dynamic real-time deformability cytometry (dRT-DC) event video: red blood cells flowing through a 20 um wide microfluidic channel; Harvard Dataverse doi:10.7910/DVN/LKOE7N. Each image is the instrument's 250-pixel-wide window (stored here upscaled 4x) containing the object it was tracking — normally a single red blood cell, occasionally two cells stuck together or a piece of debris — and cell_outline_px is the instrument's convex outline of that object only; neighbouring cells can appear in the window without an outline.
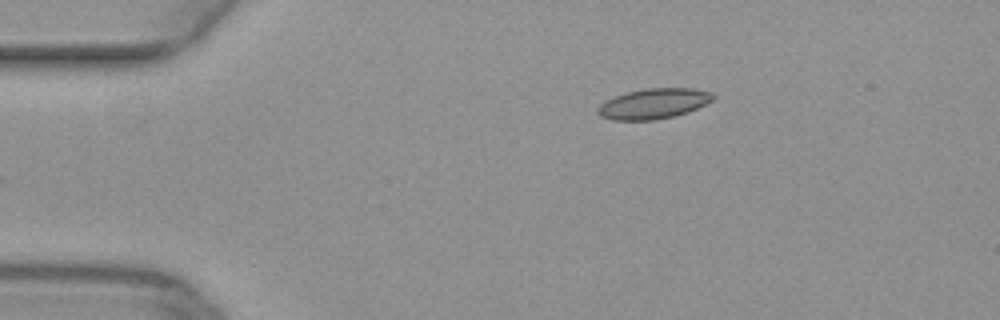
{"species": "common noctule bat (a hibernating species)", "species_latin": "Nyctalus noctula", "temperature_condition": "warm", "stored_images_in_passage": 36, "camera_frame_rate_fps": 3000, "um_per_image_px": 0.085, "animal": {"sex": "female", "body_mass_g": 29.2, "forearm_length_mm": 56.3}, "frame": {"image": 1, "passage_image": 1, "time_ms": 0.0, "image_size_px": [1000, 320], "cell_outline_px": [[716, 96], [712, 100], [688, 112], [656, 120], [612, 120], [600, 116], [596, 112], [596, 108], [600, 104], [616, 96], [628, 92], [648, 88], [692, 88], [712, 92]], "centroid_in_image_um": [55.55, 8.81], "position_along_channel_um": 29.5, "area_um2": 20.23}}
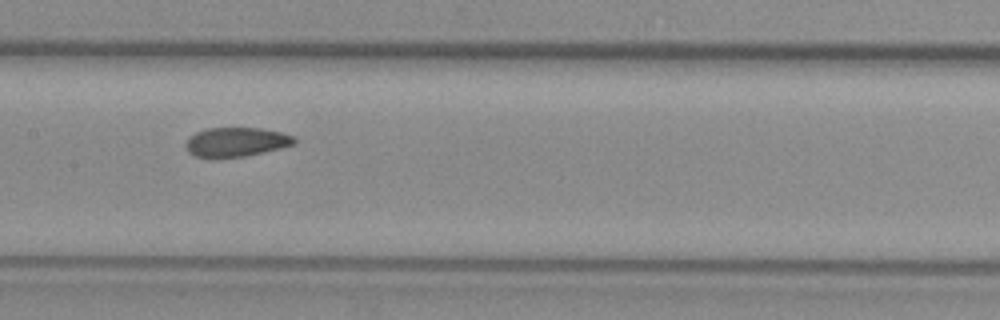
{"frame": {"image": 2, "passage_image": 17, "time_ms": 5.333, "image_size_px": [1000, 320], "cell_outline_px": [[296, 144], [280, 148], [244, 156], [196, 156], [188, 152], [184, 144], [188, 136], [196, 132], [208, 128], [260, 128], [280, 132], [296, 136]], "centroid_in_image_um": [20.08, 12.04], "position_along_channel_um": 187.3, "area_um2": 18.26}}
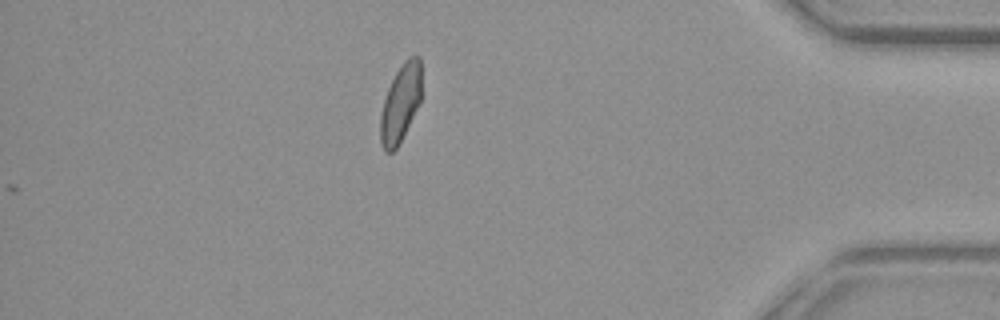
{"frame": {"image": 3, "passage_image": 36, "time_ms": 11.667, "image_size_px": [1000, 320], "cell_outline_px": [[420, 104], [396, 148], [392, 152], [384, 152], [380, 144], [380, 116], [384, 100], [388, 88], [396, 72], [404, 60], [412, 56], [420, 56]], "centroid_in_image_um": [34.02, 8.8], "position_along_channel_um": 401.2, "area_um2": 18.38}}